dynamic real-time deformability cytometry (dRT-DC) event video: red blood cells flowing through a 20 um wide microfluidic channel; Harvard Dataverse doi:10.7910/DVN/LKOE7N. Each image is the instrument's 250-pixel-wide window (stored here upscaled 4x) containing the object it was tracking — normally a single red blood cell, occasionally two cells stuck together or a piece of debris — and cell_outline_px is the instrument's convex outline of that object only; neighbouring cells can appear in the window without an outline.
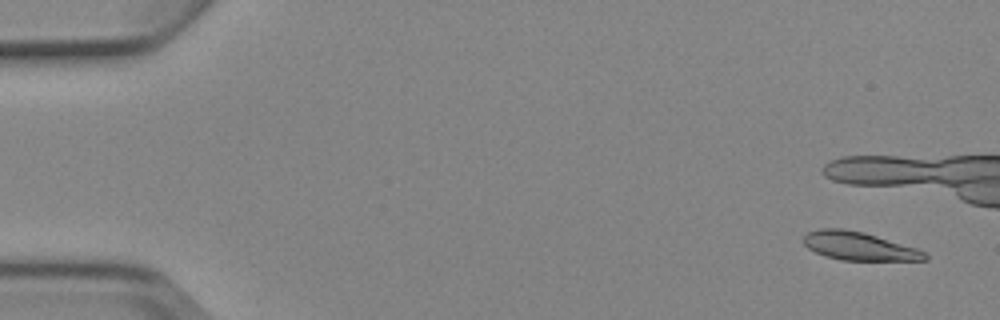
{"species": "Egyptian fruit bat (a non-hibernating species)", "species_latin": "Rousettus aegyptiacus", "temperature_condition": "cold", "stored_images_in_passage": 4, "camera_frame_rate_fps": 3000, "um_per_image_px": 0.085, "animal": {"sex": "female"}, "frame": {"image": 1, "passage_image": 1, "time_ms": 0.0, "image_size_px": [1000, 320], "cell_outline_px": [[928, 260], [840, 260], [824, 256], [808, 248], [804, 244], [804, 236], [808, 232], [820, 228], [840, 228], [864, 232], [916, 248], [924, 252], [928, 256]], "centroid_in_image_um": [72.99, 20.92], "position_along_channel_um": 12.0, "area_um2": 19.88}}